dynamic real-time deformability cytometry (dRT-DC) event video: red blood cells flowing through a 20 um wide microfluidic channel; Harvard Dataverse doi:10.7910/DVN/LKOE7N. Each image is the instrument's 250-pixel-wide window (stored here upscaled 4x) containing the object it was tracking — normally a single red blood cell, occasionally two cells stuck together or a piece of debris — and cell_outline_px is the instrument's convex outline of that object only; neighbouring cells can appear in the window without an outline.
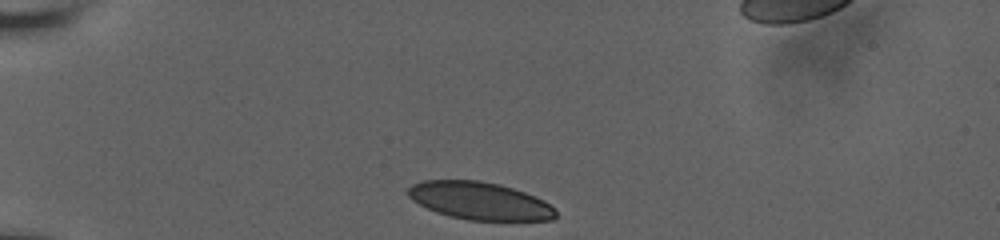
{"species": "human", "species_latin": "Homo sapiens", "temperature_condition": "room temperature", "stored_images_in_passage": 5, "camera_frame_rate_fps": 3000, "um_per_image_px": 0.085, "donor": {"sex": "male"}, "frame": {"image": 1, "passage_image": 1, "time_ms": 0.0, "image_size_px": [1000, 240], "cell_outline_px": [[556, 216], [552, 220], [468, 220], [448, 216], [436, 212], [412, 200], [408, 196], [408, 188], [412, 184], [424, 180], [480, 180], [500, 184], [524, 192], [544, 200], [556, 212]], "centroid_in_image_um": [40.75, 17.06], "position_along_channel_um": 44.3, "area_um2": 32.25}}
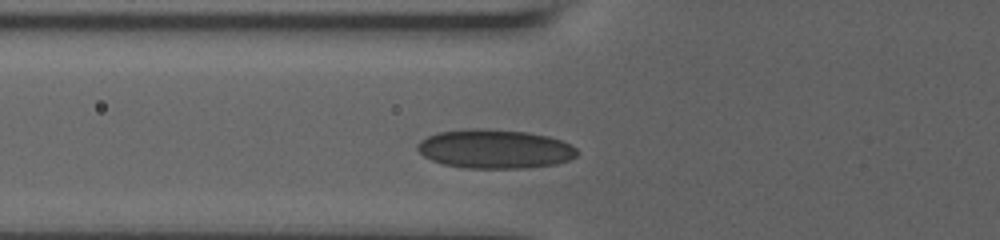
{"frame": {"image": 2, "passage_image": 5, "time_ms": 2.333, "image_size_px": [1000, 240], "cell_outline_px": [[576, 156], [568, 160], [556, 164], [524, 168], [464, 168], [444, 164], [432, 160], [424, 156], [416, 148], [416, 144], [420, 140], [436, 132], [468, 128], [484, 128], [528, 132], [548, 136], [560, 140], [576, 148]], "centroid_in_image_um": [42.01, 12.65], "position_along_channel_um": 83.8, "area_um2": 36.36}}